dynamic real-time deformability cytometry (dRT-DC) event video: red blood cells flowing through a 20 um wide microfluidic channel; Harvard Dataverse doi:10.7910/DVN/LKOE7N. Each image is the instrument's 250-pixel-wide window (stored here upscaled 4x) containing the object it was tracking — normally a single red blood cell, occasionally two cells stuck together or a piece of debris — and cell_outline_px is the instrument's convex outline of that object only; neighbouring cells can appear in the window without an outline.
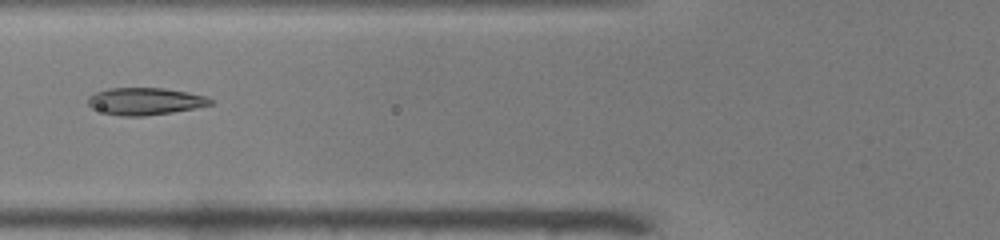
{"species": "common noctule bat (a hibernating species)", "species_latin": "Nyctalus noctula", "temperature_condition": "warm", "stored_images_in_passage": 33, "camera_frame_rate_fps": 3000, "um_per_image_px": 0.085, "animal": {"sex": "male", "body_mass_g": 19.0, "forearm_length_mm": 50.8}, "frame": {"image": 1, "passage_image": 9, "time_ms": 2.667, "image_size_px": [1000, 240], "cell_outline_px": [[212, 104], [172, 112], [144, 116], [124, 116], [104, 112], [92, 108], [88, 104], [88, 96], [96, 92], [108, 88], [164, 88], [188, 92], [204, 96], [212, 100]], "centroid_in_image_um": [12.3, 8.6], "position_along_channel_um": 113.5, "area_um2": 19.13}}
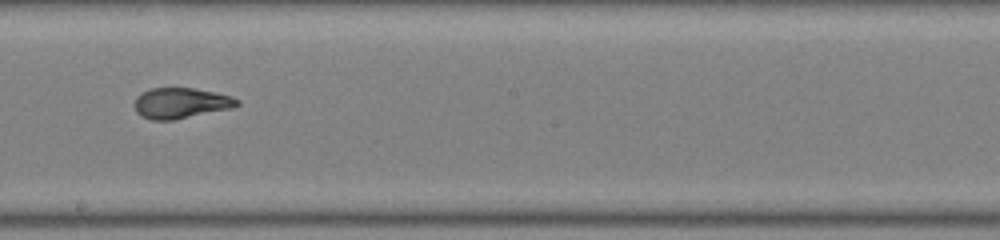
{"frame": {"image": 2, "passage_image": 18, "time_ms": 5.667, "image_size_px": [1000, 240], "cell_outline_px": [[240, 104], [232, 108], [172, 120], [152, 120], [140, 116], [136, 112], [136, 96], [140, 92], [148, 88], [192, 88], [216, 92], [232, 96], [240, 100]], "centroid_in_image_um": [15.37, 8.75], "position_along_channel_um": 232.8, "area_um2": 18.38}}
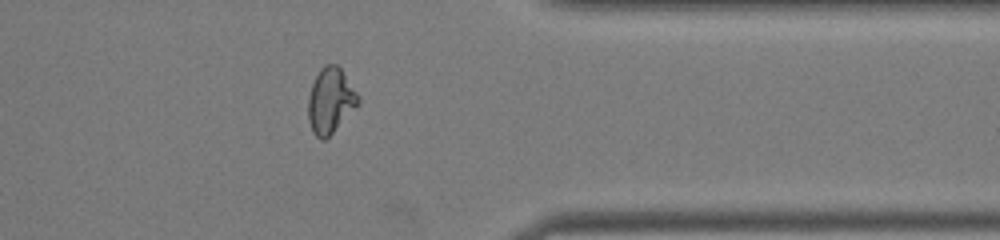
{"frame": {"image": 3, "passage_image": 30, "time_ms": 9.667, "image_size_px": [1000, 240], "cell_outline_px": [[360, 104], [324, 140], [320, 140], [312, 132], [308, 120], [308, 96], [312, 84], [320, 68], [324, 64], [336, 64], [340, 68], [360, 96]], "centroid_in_image_um": [28.09, 8.55], "position_along_channel_um": 383.3, "area_um2": 19.07}, "authors_computed_cell_mechanics": {"area_um2": 18.5538, "velocity_mm_per_s": 3.991, "shape_relaxation_time_tau1_ms": 7.3081, "shape_relaxation_time_tau2_ms": 1.0377, "deformation_change_tau1": 0.2829, "deformation_change_tau2": 0.0755}}